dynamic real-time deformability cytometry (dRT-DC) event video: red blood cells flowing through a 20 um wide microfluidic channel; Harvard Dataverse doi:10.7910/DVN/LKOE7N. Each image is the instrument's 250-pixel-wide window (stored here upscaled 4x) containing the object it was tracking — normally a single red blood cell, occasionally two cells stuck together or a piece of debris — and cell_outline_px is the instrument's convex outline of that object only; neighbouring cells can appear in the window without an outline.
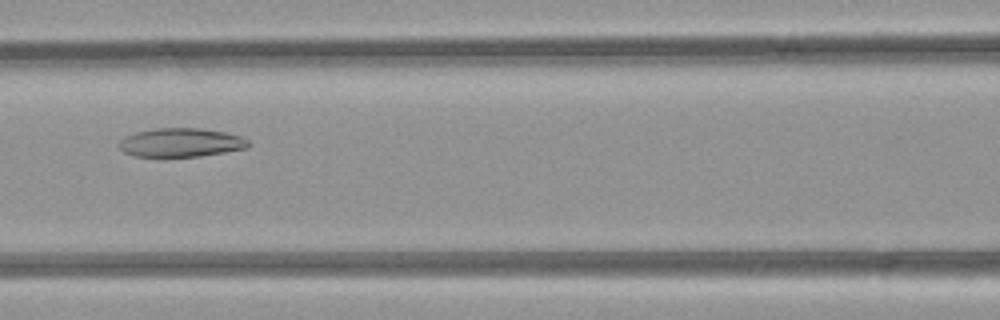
{"species": "common noctule bat (a hibernating species)", "species_latin": "Nyctalus noctula", "temperature_condition": "room temperature", "stored_images_in_passage": 51, "camera_frame_rate_fps": 3000, "um_per_image_px": 0.085, "animal": {"sex": "female", "body_mass_g": 21.9}, "frame": {"image": 1, "passage_image": 23, "time_ms": 7.333, "image_size_px": [1000, 320], "cell_outline_px": [[248, 148], [200, 156], [136, 156], [124, 152], [120, 148], [120, 140], [124, 136], [136, 132], [156, 128], [200, 128], [224, 132], [240, 136], [248, 140]], "centroid_in_image_um": [15.37, 12.11], "position_along_channel_um": 151.2, "area_um2": 21.44}}
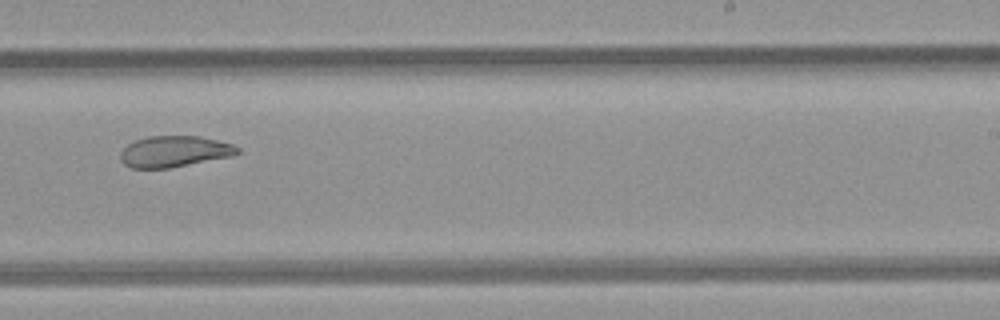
{"frame": {"image": 2, "passage_image": 32, "time_ms": 10.333, "image_size_px": [1000, 320], "cell_outline_px": [[240, 152], [228, 156], [168, 168], [132, 168], [124, 164], [120, 160], [120, 152], [132, 140], [148, 136], [200, 136], [232, 144], [240, 148]], "centroid_in_image_um": [14.75, 12.86], "position_along_channel_um": 274.2, "area_um2": 21.04}}
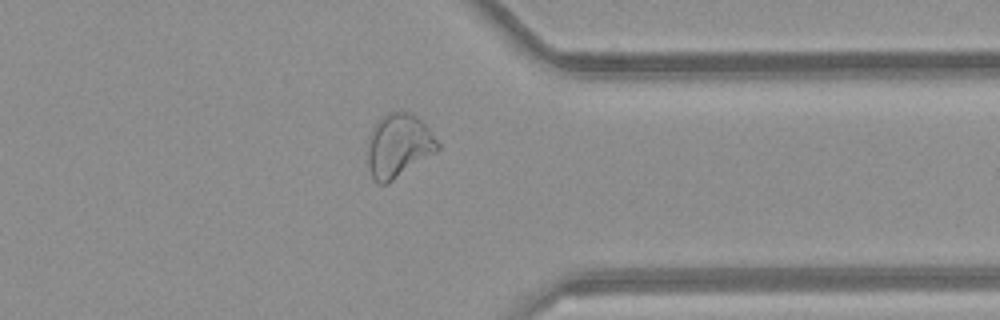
{"frame": {"image": 3, "passage_image": 40, "time_ms": 13.0, "image_size_px": [1000, 320], "cell_outline_px": [[440, 148], [436, 152], [388, 184], [380, 184], [372, 180], [368, 168], [368, 140], [372, 128], [380, 116], [388, 112], [408, 112], [416, 116], [428, 128], [440, 144]], "centroid_in_image_um": [33.85, 12.4], "position_along_channel_um": 377.5, "area_um2": 26.13}, "authors_computed_cell_mechanics": {"area_um2": 27.8596, "velocity_mm_per_s": 4.1069, "shape_relaxation_time_tau1_ms": null, "shape_relaxation_time_tau2_ms": 4.606, "deformation_change_tau1": null, "deformation_change_tau2": 0.0989}}